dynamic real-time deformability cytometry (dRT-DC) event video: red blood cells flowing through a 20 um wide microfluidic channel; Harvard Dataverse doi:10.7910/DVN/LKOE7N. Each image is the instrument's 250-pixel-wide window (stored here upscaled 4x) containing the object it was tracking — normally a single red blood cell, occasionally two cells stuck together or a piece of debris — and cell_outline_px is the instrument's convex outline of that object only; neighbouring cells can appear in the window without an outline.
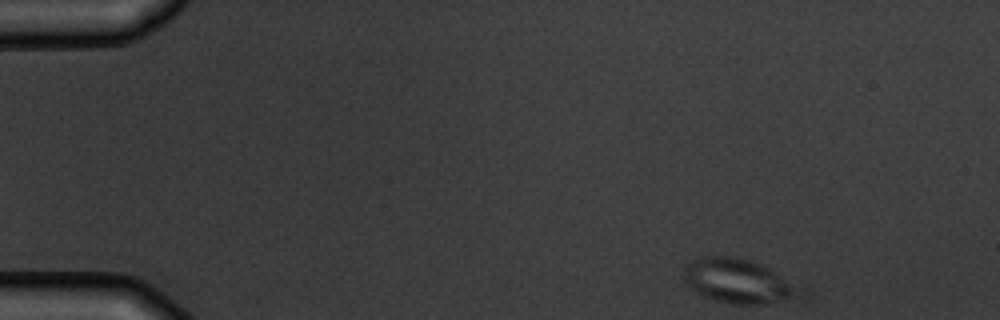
{"species": "common noctule bat (a hibernating species)", "species_latin": "Nyctalus noctula", "temperature_condition": "warm", "stored_images_in_passage": 4, "camera_frame_rate_fps": 3000, "um_per_image_px": 0.085, "animal": {"sex": "male", "body_mass_g": 19.5, "forearm_length_mm": 54.6}, "frame": {"image": 1, "passage_image": 1, "time_ms": 0.0, "image_size_px": [1000, 320], "cell_outline_px": [[812, 296], [804, 304], [732, 304], [716, 300], [704, 296], [692, 288], [684, 280], [684, 268], [688, 264], [704, 256], [736, 256], [752, 260], [808, 288], [812, 292]], "centroid_in_image_um": [63.13, 23.98], "position_along_channel_um": 21.9, "area_um2": 31.96}}